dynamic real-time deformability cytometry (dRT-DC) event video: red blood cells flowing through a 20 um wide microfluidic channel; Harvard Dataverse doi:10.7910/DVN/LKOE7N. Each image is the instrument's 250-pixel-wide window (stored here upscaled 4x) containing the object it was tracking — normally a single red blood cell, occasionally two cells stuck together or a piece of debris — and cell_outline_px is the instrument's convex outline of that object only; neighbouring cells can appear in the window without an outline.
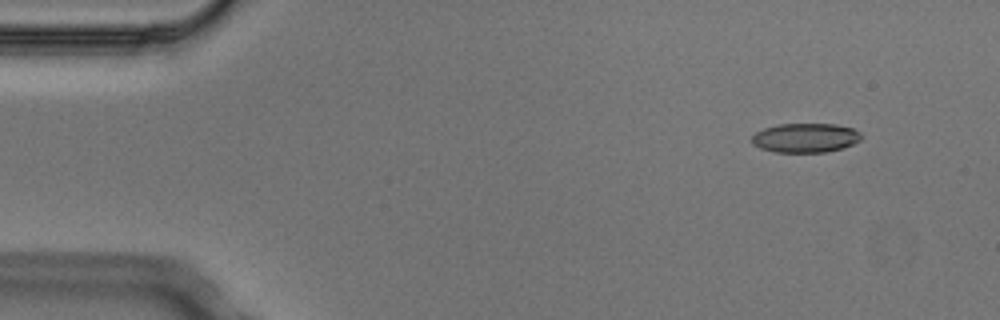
{"species": "Egyptian fruit bat (a non-hibernating species)", "species_latin": "Rousettus aegyptiacus", "temperature_condition": "cold", "stored_images_in_passage": 4, "camera_frame_rate_fps": 3000, "um_per_image_px": 0.085, "animal": {"sex": "male"}, "frame": {"image": 1, "passage_image": 2, "time_ms": 0.333, "image_size_px": [1000, 320], "cell_outline_px": [[864, 136], [860, 140], [844, 148], [824, 152], [772, 152], [760, 148], [752, 144], [752, 136], [756, 132], [764, 128], [780, 124], [836, 124], [852, 128], [860, 132]], "centroid_in_image_um": [68.47, 11.72], "position_along_channel_um": 16.5, "area_um2": 18.79}}
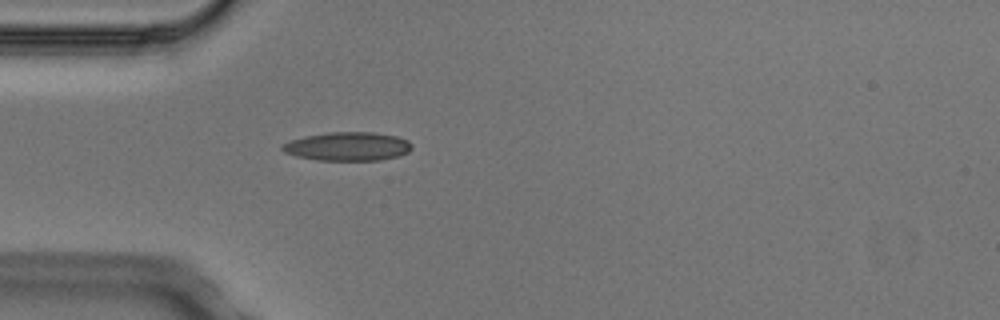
{"frame": {"image": 2, "passage_image": 4, "time_ms": 1.0, "image_size_px": [1000, 320], "cell_outline_px": [[412, 148], [408, 152], [400, 156], [380, 160], [316, 160], [296, 156], [284, 152], [280, 148], [288, 140], [304, 136], [328, 132], [372, 132], [396, 136], [408, 140], [412, 144]], "centroid_in_image_um": [29.55, 12.44], "position_along_channel_um": 55.5, "area_um2": 21.79}}